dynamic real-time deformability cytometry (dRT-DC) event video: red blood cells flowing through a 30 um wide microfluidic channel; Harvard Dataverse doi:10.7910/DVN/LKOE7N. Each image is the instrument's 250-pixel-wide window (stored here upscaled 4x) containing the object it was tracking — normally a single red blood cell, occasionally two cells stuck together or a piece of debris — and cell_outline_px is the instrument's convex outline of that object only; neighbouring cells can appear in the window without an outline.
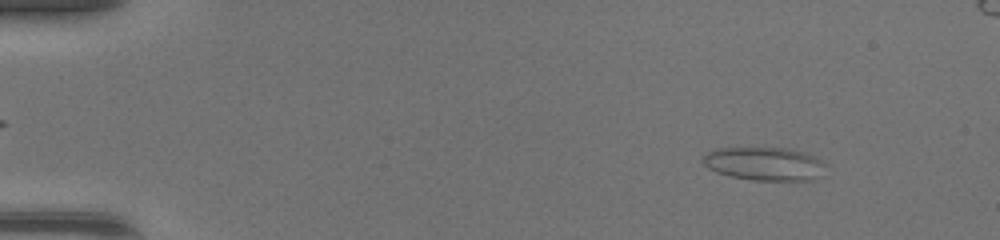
{"species": "common noctule bat (a hibernating species)", "species_latin": "Nyctalus noctula", "temperature_condition": "warm", "stored_images_in_passage": 21, "camera_frame_rate_fps": 3000, "um_per_image_px": 0.085, "animal": {"sex": "female", "body_mass_g": 17.0, "forearm_length_mm": 48.0}, "frame": {"image": 1, "passage_image": 5, "time_ms": 1.333, "image_size_px": [1000, 240], "cell_outline_px": [[828, 164], [820, 176], [812, 180], [752, 180], [732, 176], [716, 172], [708, 168], [700, 160], [708, 152], [716, 148], [788, 148], [804, 152], [816, 156]], "centroid_in_image_um": [65.02, 13.91], "position_along_channel_um": 20.0, "area_um2": 24.04}}
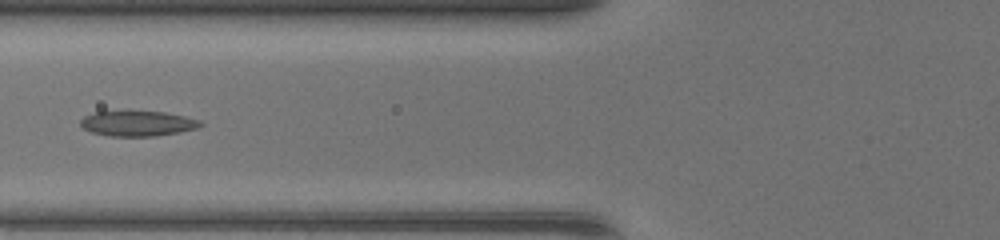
{"frame": {"image": 2, "passage_image": 19, "time_ms": 6.0, "image_size_px": [1000, 240], "cell_outline_px": [[204, 124], [196, 128], [180, 132], [156, 136], [108, 136], [92, 132], [84, 128], [80, 124], [80, 120], [84, 116], [96, 112], [164, 112], [184, 116], [200, 120]], "centroid_in_image_um": [11.71, 10.51], "position_along_channel_um": 114.1, "area_um2": 17.4}}
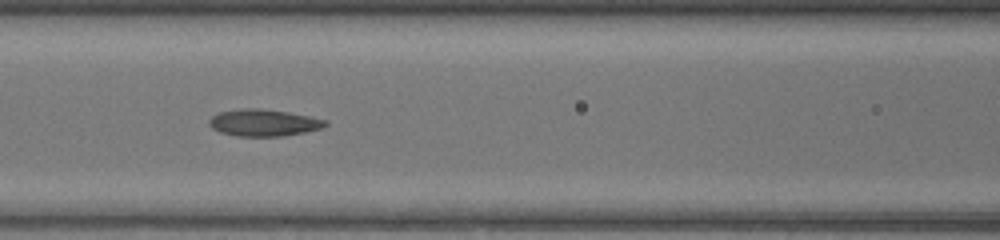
{"frame": {"image": 3, "passage_image": 21, "time_ms": 6.667, "image_size_px": [1000, 240], "cell_outline_px": [[328, 124], [320, 128], [304, 132], [284, 136], [236, 136], [220, 132], [212, 128], [208, 124], [208, 120], [212, 116], [220, 112], [244, 108], [256, 108], [288, 112], [328, 120]], "centroid_in_image_um": [22.39, 10.43], "position_along_channel_um": 144.2, "area_um2": 18.09}}